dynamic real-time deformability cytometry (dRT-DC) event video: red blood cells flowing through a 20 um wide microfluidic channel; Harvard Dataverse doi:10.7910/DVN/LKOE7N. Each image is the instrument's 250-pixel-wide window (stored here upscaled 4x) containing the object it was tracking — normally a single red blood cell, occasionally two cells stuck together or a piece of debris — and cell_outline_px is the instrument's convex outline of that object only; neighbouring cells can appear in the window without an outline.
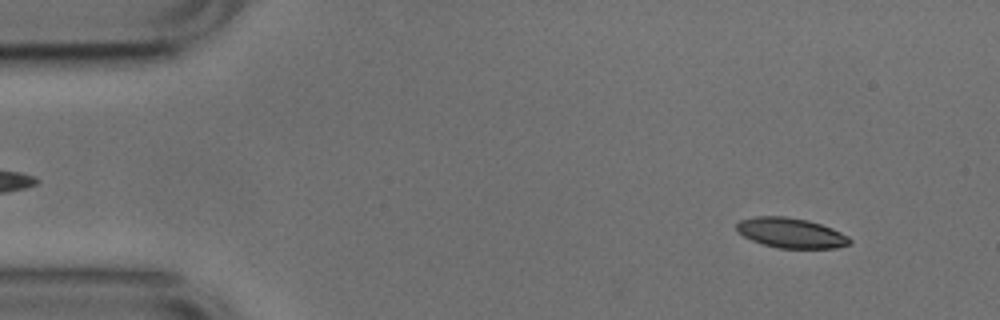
{"species": "common noctule bat (a hibernating species)", "species_latin": "Nyctalus noctula", "temperature_condition": "cold", "stored_images_in_passage": 51, "camera_frame_rate_fps": 3000, "um_per_image_px": 0.085, "animal": {"sex": "male", "body_mass_g": 17.9, "forearm_length_mm": 54.2}, "frame": {"image": 1, "passage_image": 4, "time_ms": 1.0, "image_size_px": [1000, 320], "cell_outline_px": [[852, 240], [848, 244], [836, 248], [776, 248], [752, 240], [744, 236], [736, 228], [736, 224], [740, 220], [752, 216], [784, 216], [808, 220], [832, 228], [848, 236]], "centroid_in_image_um": [67.22, 19.79], "position_along_channel_um": 17.8, "area_um2": 19.71}}
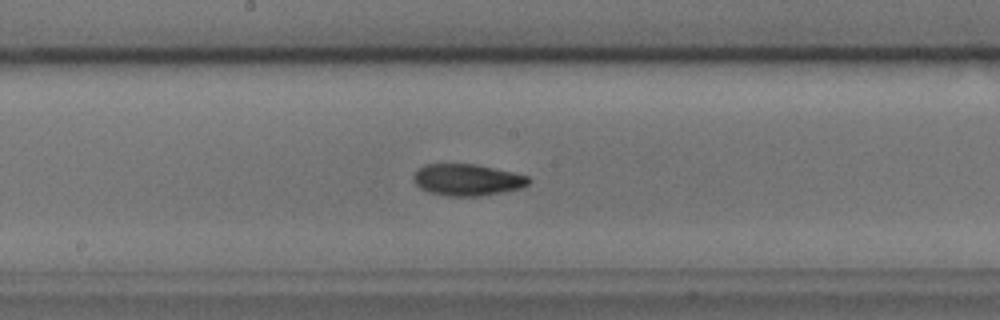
{"frame": {"image": 2, "passage_image": 26, "time_ms": 8.333, "image_size_px": [1000, 320], "cell_outline_px": [[532, 180], [524, 188], [480, 196], [444, 196], [428, 192], [420, 188], [412, 180], [412, 176], [424, 164], [476, 164], [512, 172], [528, 176]], "centroid_in_image_um": [39.72, 15.29], "position_along_channel_um": 208.5, "area_um2": 21.39}}
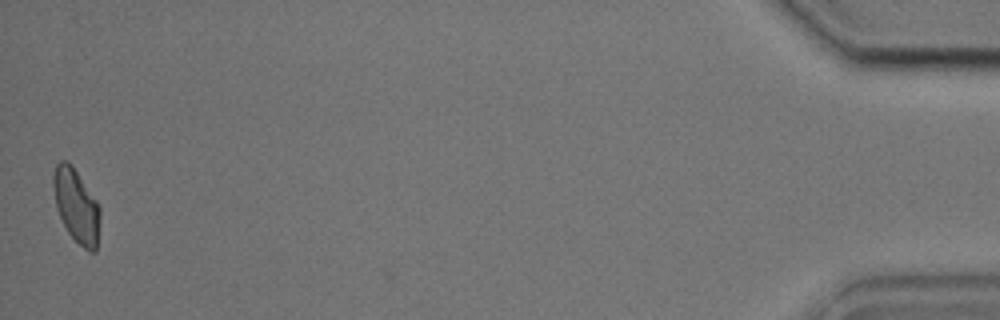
{"frame": {"image": 3, "passage_image": 51, "time_ms": 16.667, "image_size_px": [1000, 320], "cell_outline_px": [[100, 220], [96, 252], [88, 252], [68, 232], [56, 208], [52, 184], [52, 176], [56, 164], [60, 160], [68, 160], [72, 164], [96, 200], [100, 208]], "centroid_in_image_um": [6.48, 17.46], "position_along_channel_um": 428.7, "area_um2": 20.11}, "authors_computed_cell_mechanics": {"area_um2": 20.3456, "velocity_mm_per_s": 3.7737, "shape_relaxation_time_tau1_ms": 5.1417, "shape_relaxation_time_tau2_ms": 3.4546, "deformation_change_tau1": 0.1272, "deformation_change_tau2": 0.0865}}